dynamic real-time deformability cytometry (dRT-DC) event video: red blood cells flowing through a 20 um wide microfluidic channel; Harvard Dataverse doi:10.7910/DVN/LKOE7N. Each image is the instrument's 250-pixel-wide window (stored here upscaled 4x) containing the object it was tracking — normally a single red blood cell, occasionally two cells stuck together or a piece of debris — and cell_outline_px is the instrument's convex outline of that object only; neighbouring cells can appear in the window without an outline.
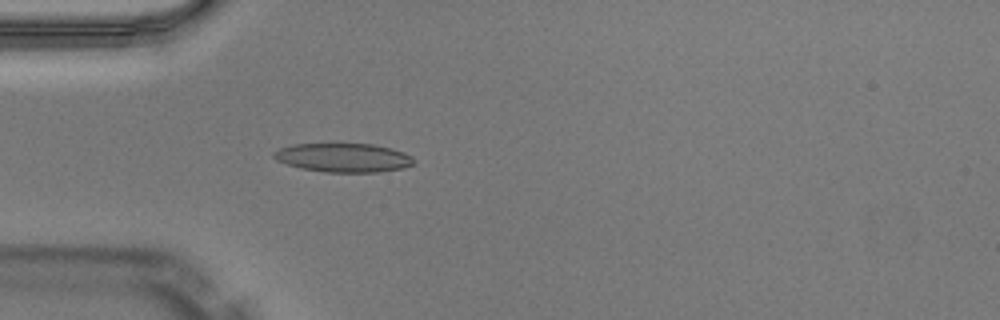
{"species": "Egyptian fruit bat (a non-hibernating species)", "species_latin": "Rousettus aegyptiacus", "temperature_condition": "warm", "stored_images_in_passage": 43, "camera_frame_rate_fps": 3000, "um_per_image_px": 0.085, "animal": {"sex": "male"}, "frame": {"image": 1, "passage_image": 15, "time_ms": 4.667, "image_size_px": [1000, 320], "cell_outline_px": [[416, 164], [404, 168], [376, 172], [324, 172], [300, 168], [276, 160], [272, 156], [272, 152], [280, 148], [292, 144], [372, 144], [392, 148], [404, 152], [412, 156], [416, 160]], "centroid_in_image_um": [29.22, 13.4], "position_along_channel_um": 55.8, "area_um2": 23.76}}
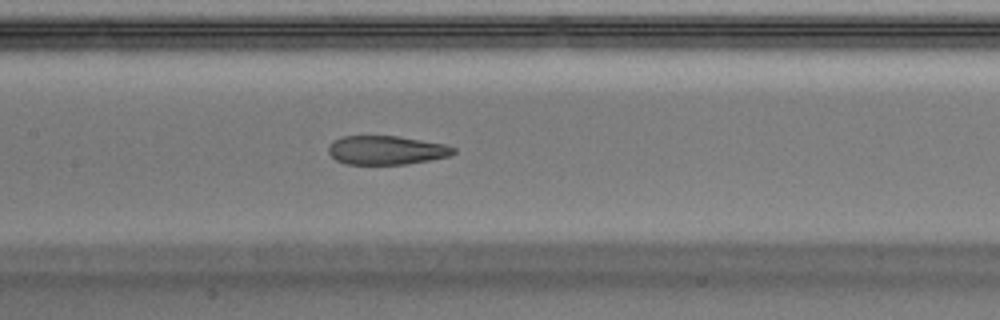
{"frame": {"image": 2, "passage_image": 24, "time_ms": 7.667, "image_size_px": [1000, 320], "cell_outline_px": [[456, 152], [448, 156], [432, 160], [408, 164], [344, 164], [336, 160], [328, 152], [328, 148], [332, 140], [344, 136], [396, 136], [444, 144], [456, 148]], "centroid_in_image_um": [32.83, 12.77], "position_along_channel_um": 174.6, "area_um2": 21.04}}
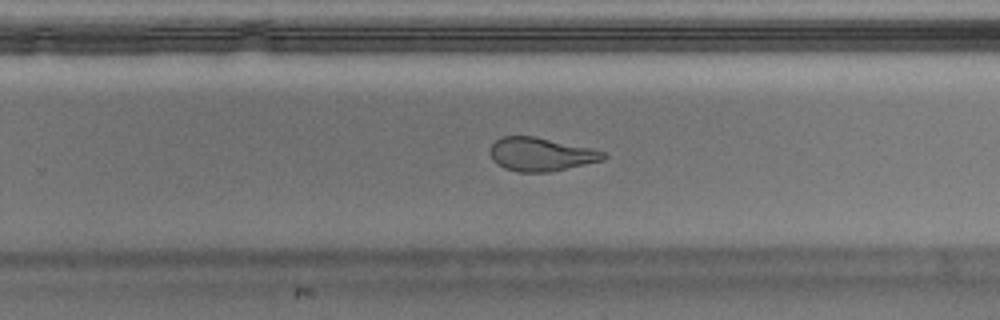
{"frame": {"image": 3, "passage_image": 32, "time_ms": 10.333, "image_size_px": [1000, 320], "cell_outline_px": [[608, 156], [604, 160], [548, 172], [516, 172], [504, 168], [496, 164], [492, 160], [492, 144], [496, 140], [504, 136], [536, 136], [588, 148], [604, 152]], "centroid_in_image_um": [45.96, 13.12], "position_along_channel_um": 283.8, "area_um2": 21.85}, "authors_computed_cell_mechanics": {"area_um2": 22.3108, "velocity_mm_per_s": 4.1106, "shape_relaxation_time_tau1_ms": null, "shape_relaxation_time_tau2_ms": 2.0682, "deformation_change_tau1": null, "deformation_change_tau2": 0.0954}}